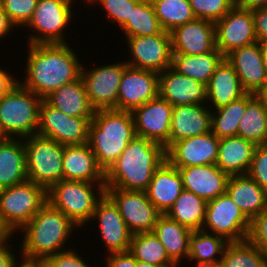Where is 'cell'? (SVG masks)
I'll return each instance as SVG.
<instances>
[{
    "label": "cell",
    "instance_id": "f546056e",
    "mask_svg": "<svg viewBox=\"0 0 267 267\" xmlns=\"http://www.w3.org/2000/svg\"><path fill=\"white\" fill-rule=\"evenodd\" d=\"M26 155L21 138L0 139V189L27 181Z\"/></svg>",
    "mask_w": 267,
    "mask_h": 267
},
{
    "label": "cell",
    "instance_id": "ac0fdd59",
    "mask_svg": "<svg viewBox=\"0 0 267 267\" xmlns=\"http://www.w3.org/2000/svg\"><path fill=\"white\" fill-rule=\"evenodd\" d=\"M220 139L211 131L172 143L166 160L176 168L216 164Z\"/></svg>",
    "mask_w": 267,
    "mask_h": 267
},
{
    "label": "cell",
    "instance_id": "8fae6325",
    "mask_svg": "<svg viewBox=\"0 0 267 267\" xmlns=\"http://www.w3.org/2000/svg\"><path fill=\"white\" fill-rule=\"evenodd\" d=\"M91 121L92 118L67 116L43 99L39 108L37 135L64 146L84 145L88 142Z\"/></svg>",
    "mask_w": 267,
    "mask_h": 267
},
{
    "label": "cell",
    "instance_id": "f1b7e54d",
    "mask_svg": "<svg viewBox=\"0 0 267 267\" xmlns=\"http://www.w3.org/2000/svg\"><path fill=\"white\" fill-rule=\"evenodd\" d=\"M255 144L239 136L222 138L216 165L228 176L246 175L249 171Z\"/></svg>",
    "mask_w": 267,
    "mask_h": 267
},
{
    "label": "cell",
    "instance_id": "bcb514c9",
    "mask_svg": "<svg viewBox=\"0 0 267 267\" xmlns=\"http://www.w3.org/2000/svg\"><path fill=\"white\" fill-rule=\"evenodd\" d=\"M247 239L259 248L267 258V208L250 221Z\"/></svg>",
    "mask_w": 267,
    "mask_h": 267
},
{
    "label": "cell",
    "instance_id": "7a4b0ae2",
    "mask_svg": "<svg viewBox=\"0 0 267 267\" xmlns=\"http://www.w3.org/2000/svg\"><path fill=\"white\" fill-rule=\"evenodd\" d=\"M75 228L77 230L79 227L47 201L18 231L24 233L21 246L18 247L19 253L21 252L20 257L26 260L44 261L49 256L66 250Z\"/></svg>",
    "mask_w": 267,
    "mask_h": 267
},
{
    "label": "cell",
    "instance_id": "1f68e13d",
    "mask_svg": "<svg viewBox=\"0 0 267 267\" xmlns=\"http://www.w3.org/2000/svg\"><path fill=\"white\" fill-rule=\"evenodd\" d=\"M152 232L166 249L169 258L179 267L183 259L188 261L189 239L192 230L161 214Z\"/></svg>",
    "mask_w": 267,
    "mask_h": 267
},
{
    "label": "cell",
    "instance_id": "d4e9b609",
    "mask_svg": "<svg viewBox=\"0 0 267 267\" xmlns=\"http://www.w3.org/2000/svg\"><path fill=\"white\" fill-rule=\"evenodd\" d=\"M183 190L182 178L178 168L165 159L153 173L145 191L156 209L161 214H166Z\"/></svg>",
    "mask_w": 267,
    "mask_h": 267
},
{
    "label": "cell",
    "instance_id": "11a10c76",
    "mask_svg": "<svg viewBox=\"0 0 267 267\" xmlns=\"http://www.w3.org/2000/svg\"><path fill=\"white\" fill-rule=\"evenodd\" d=\"M12 267H45V265L43 261L26 260L22 258L18 260Z\"/></svg>",
    "mask_w": 267,
    "mask_h": 267
},
{
    "label": "cell",
    "instance_id": "d6986e66",
    "mask_svg": "<svg viewBox=\"0 0 267 267\" xmlns=\"http://www.w3.org/2000/svg\"><path fill=\"white\" fill-rule=\"evenodd\" d=\"M99 223V233L108 254L127 252L132 233L128 230L117 206L106 195L98 201L91 221Z\"/></svg>",
    "mask_w": 267,
    "mask_h": 267
},
{
    "label": "cell",
    "instance_id": "6f0895ef",
    "mask_svg": "<svg viewBox=\"0 0 267 267\" xmlns=\"http://www.w3.org/2000/svg\"><path fill=\"white\" fill-rule=\"evenodd\" d=\"M136 267H159V266H156V265H153L147 262H143L140 260H136Z\"/></svg>",
    "mask_w": 267,
    "mask_h": 267
},
{
    "label": "cell",
    "instance_id": "83f0119b",
    "mask_svg": "<svg viewBox=\"0 0 267 267\" xmlns=\"http://www.w3.org/2000/svg\"><path fill=\"white\" fill-rule=\"evenodd\" d=\"M226 193L250 221L267 208V191L247 174L229 176Z\"/></svg>",
    "mask_w": 267,
    "mask_h": 267
},
{
    "label": "cell",
    "instance_id": "f35d334b",
    "mask_svg": "<svg viewBox=\"0 0 267 267\" xmlns=\"http://www.w3.org/2000/svg\"><path fill=\"white\" fill-rule=\"evenodd\" d=\"M125 38L161 34L162 29L150 0H141L133 9L128 21L120 28Z\"/></svg>",
    "mask_w": 267,
    "mask_h": 267
},
{
    "label": "cell",
    "instance_id": "d590c367",
    "mask_svg": "<svg viewBox=\"0 0 267 267\" xmlns=\"http://www.w3.org/2000/svg\"><path fill=\"white\" fill-rule=\"evenodd\" d=\"M229 242L218 235L203 230L193 231L189 239V262L217 267Z\"/></svg>",
    "mask_w": 267,
    "mask_h": 267
},
{
    "label": "cell",
    "instance_id": "484cf974",
    "mask_svg": "<svg viewBox=\"0 0 267 267\" xmlns=\"http://www.w3.org/2000/svg\"><path fill=\"white\" fill-rule=\"evenodd\" d=\"M62 167L63 180L105 182V172L88 144L64 146Z\"/></svg>",
    "mask_w": 267,
    "mask_h": 267
},
{
    "label": "cell",
    "instance_id": "e0dca14e",
    "mask_svg": "<svg viewBox=\"0 0 267 267\" xmlns=\"http://www.w3.org/2000/svg\"><path fill=\"white\" fill-rule=\"evenodd\" d=\"M159 96V73L126 66L118 90L117 110L133 111Z\"/></svg>",
    "mask_w": 267,
    "mask_h": 267
},
{
    "label": "cell",
    "instance_id": "d6a6232c",
    "mask_svg": "<svg viewBox=\"0 0 267 267\" xmlns=\"http://www.w3.org/2000/svg\"><path fill=\"white\" fill-rule=\"evenodd\" d=\"M225 57L215 48L200 55L172 54V65L182 75L208 85L211 76Z\"/></svg>",
    "mask_w": 267,
    "mask_h": 267
},
{
    "label": "cell",
    "instance_id": "f907efd6",
    "mask_svg": "<svg viewBox=\"0 0 267 267\" xmlns=\"http://www.w3.org/2000/svg\"><path fill=\"white\" fill-rule=\"evenodd\" d=\"M104 256L106 265L104 267H136V259L129 252L110 253Z\"/></svg>",
    "mask_w": 267,
    "mask_h": 267
},
{
    "label": "cell",
    "instance_id": "6da1fadb",
    "mask_svg": "<svg viewBox=\"0 0 267 267\" xmlns=\"http://www.w3.org/2000/svg\"><path fill=\"white\" fill-rule=\"evenodd\" d=\"M26 71L19 83L42 99L81 77L83 62L69 43L28 44Z\"/></svg>",
    "mask_w": 267,
    "mask_h": 267
},
{
    "label": "cell",
    "instance_id": "ffe728a7",
    "mask_svg": "<svg viewBox=\"0 0 267 267\" xmlns=\"http://www.w3.org/2000/svg\"><path fill=\"white\" fill-rule=\"evenodd\" d=\"M172 54L200 55L216 48L215 23L195 18L170 32Z\"/></svg>",
    "mask_w": 267,
    "mask_h": 267
},
{
    "label": "cell",
    "instance_id": "30bf717a",
    "mask_svg": "<svg viewBox=\"0 0 267 267\" xmlns=\"http://www.w3.org/2000/svg\"><path fill=\"white\" fill-rule=\"evenodd\" d=\"M202 230L228 242H240L248 238L250 220L225 193L207 202Z\"/></svg>",
    "mask_w": 267,
    "mask_h": 267
},
{
    "label": "cell",
    "instance_id": "816d5d0a",
    "mask_svg": "<svg viewBox=\"0 0 267 267\" xmlns=\"http://www.w3.org/2000/svg\"><path fill=\"white\" fill-rule=\"evenodd\" d=\"M2 67L3 66L0 67V96L6 95L19 83L17 76L14 78V74L6 71L5 68Z\"/></svg>",
    "mask_w": 267,
    "mask_h": 267
},
{
    "label": "cell",
    "instance_id": "94428289",
    "mask_svg": "<svg viewBox=\"0 0 267 267\" xmlns=\"http://www.w3.org/2000/svg\"><path fill=\"white\" fill-rule=\"evenodd\" d=\"M260 267H267V260Z\"/></svg>",
    "mask_w": 267,
    "mask_h": 267
},
{
    "label": "cell",
    "instance_id": "7402d4cb",
    "mask_svg": "<svg viewBox=\"0 0 267 267\" xmlns=\"http://www.w3.org/2000/svg\"><path fill=\"white\" fill-rule=\"evenodd\" d=\"M159 96L172 106L206 104L207 88L169 67L159 73Z\"/></svg>",
    "mask_w": 267,
    "mask_h": 267
},
{
    "label": "cell",
    "instance_id": "5bb4252c",
    "mask_svg": "<svg viewBox=\"0 0 267 267\" xmlns=\"http://www.w3.org/2000/svg\"><path fill=\"white\" fill-rule=\"evenodd\" d=\"M127 65L161 73L172 65V43L168 31L151 36L128 37ZM130 59V60H129Z\"/></svg>",
    "mask_w": 267,
    "mask_h": 267
},
{
    "label": "cell",
    "instance_id": "74e56055",
    "mask_svg": "<svg viewBox=\"0 0 267 267\" xmlns=\"http://www.w3.org/2000/svg\"><path fill=\"white\" fill-rule=\"evenodd\" d=\"M129 252L136 260L159 267H178L169 258L165 247L153 232L132 234Z\"/></svg>",
    "mask_w": 267,
    "mask_h": 267
},
{
    "label": "cell",
    "instance_id": "60d3db41",
    "mask_svg": "<svg viewBox=\"0 0 267 267\" xmlns=\"http://www.w3.org/2000/svg\"><path fill=\"white\" fill-rule=\"evenodd\" d=\"M266 260L264 253L247 239L229 242L217 267H260Z\"/></svg>",
    "mask_w": 267,
    "mask_h": 267
},
{
    "label": "cell",
    "instance_id": "ee69618b",
    "mask_svg": "<svg viewBox=\"0 0 267 267\" xmlns=\"http://www.w3.org/2000/svg\"><path fill=\"white\" fill-rule=\"evenodd\" d=\"M38 0H0V5L9 20L18 27H24L32 18Z\"/></svg>",
    "mask_w": 267,
    "mask_h": 267
},
{
    "label": "cell",
    "instance_id": "91938a15",
    "mask_svg": "<svg viewBox=\"0 0 267 267\" xmlns=\"http://www.w3.org/2000/svg\"><path fill=\"white\" fill-rule=\"evenodd\" d=\"M194 266H196V267H213L209 264L198 263V262H196V264H194Z\"/></svg>",
    "mask_w": 267,
    "mask_h": 267
},
{
    "label": "cell",
    "instance_id": "b9f144b4",
    "mask_svg": "<svg viewBox=\"0 0 267 267\" xmlns=\"http://www.w3.org/2000/svg\"><path fill=\"white\" fill-rule=\"evenodd\" d=\"M141 0H85L84 4H100L106 11V18L121 28L130 18L132 9Z\"/></svg>",
    "mask_w": 267,
    "mask_h": 267
},
{
    "label": "cell",
    "instance_id": "f6af8a7d",
    "mask_svg": "<svg viewBox=\"0 0 267 267\" xmlns=\"http://www.w3.org/2000/svg\"><path fill=\"white\" fill-rule=\"evenodd\" d=\"M247 175L267 191V144L255 146Z\"/></svg>",
    "mask_w": 267,
    "mask_h": 267
},
{
    "label": "cell",
    "instance_id": "2e32d148",
    "mask_svg": "<svg viewBox=\"0 0 267 267\" xmlns=\"http://www.w3.org/2000/svg\"><path fill=\"white\" fill-rule=\"evenodd\" d=\"M172 109L173 106L160 96L135 108L132 116L136 135L159 143L166 150L169 147Z\"/></svg>",
    "mask_w": 267,
    "mask_h": 267
},
{
    "label": "cell",
    "instance_id": "f5cc1de1",
    "mask_svg": "<svg viewBox=\"0 0 267 267\" xmlns=\"http://www.w3.org/2000/svg\"><path fill=\"white\" fill-rule=\"evenodd\" d=\"M14 28L16 26L9 20L6 12L0 5V39L4 40L5 37L10 35V32L12 34V31L15 30Z\"/></svg>",
    "mask_w": 267,
    "mask_h": 267
},
{
    "label": "cell",
    "instance_id": "3957f363",
    "mask_svg": "<svg viewBox=\"0 0 267 267\" xmlns=\"http://www.w3.org/2000/svg\"><path fill=\"white\" fill-rule=\"evenodd\" d=\"M165 159L161 144L136 136L105 171V187L145 191Z\"/></svg>",
    "mask_w": 267,
    "mask_h": 267
},
{
    "label": "cell",
    "instance_id": "836d02e7",
    "mask_svg": "<svg viewBox=\"0 0 267 267\" xmlns=\"http://www.w3.org/2000/svg\"><path fill=\"white\" fill-rule=\"evenodd\" d=\"M239 121L237 136L255 145L267 144V106L259 95H255L247 103Z\"/></svg>",
    "mask_w": 267,
    "mask_h": 267
},
{
    "label": "cell",
    "instance_id": "9f6ffc18",
    "mask_svg": "<svg viewBox=\"0 0 267 267\" xmlns=\"http://www.w3.org/2000/svg\"><path fill=\"white\" fill-rule=\"evenodd\" d=\"M260 48H261V52H262L264 67H265L266 73H267V42L260 43Z\"/></svg>",
    "mask_w": 267,
    "mask_h": 267
},
{
    "label": "cell",
    "instance_id": "e575fe53",
    "mask_svg": "<svg viewBox=\"0 0 267 267\" xmlns=\"http://www.w3.org/2000/svg\"><path fill=\"white\" fill-rule=\"evenodd\" d=\"M207 202L193 192L183 190L166 215L192 231L202 230Z\"/></svg>",
    "mask_w": 267,
    "mask_h": 267
},
{
    "label": "cell",
    "instance_id": "c3c4849f",
    "mask_svg": "<svg viewBox=\"0 0 267 267\" xmlns=\"http://www.w3.org/2000/svg\"><path fill=\"white\" fill-rule=\"evenodd\" d=\"M12 237H15L14 234L0 235V267H12L21 258L20 256L16 257L17 254L12 252Z\"/></svg>",
    "mask_w": 267,
    "mask_h": 267
},
{
    "label": "cell",
    "instance_id": "52a82bcc",
    "mask_svg": "<svg viewBox=\"0 0 267 267\" xmlns=\"http://www.w3.org/2000/svg\"><path fill=\"white\" fill-rule=\"evenodd\" d=\"M47 202V191L32 181L0 189V232L17 234Z\"/></svg>",
    "mask_w": 267,
    "mask_h": 267
},
{
    "label": "cell",
    "instance_id": "44dd1931",
    "mask_svg": "<svg viewBox=\"0 0 267 267\" xmlns=\"http://www.w3.org/2000/svg\"><path fill=\"white\" fill-rule=\"evenodd\" d=\"M237 73L243 89L258 95L267 84L260 43L234 49L225 56Z\"/></svg>",
    "mask_w": 267,
    "mask_h": 267
},
{
    "label": "cell",
    "instance_id": "4316f807",
    "mask_svg": "<svg viewBox=\"0 0 267 267\" xmlns=\"http://www.w3.org/2000/svg\"><path fill=\"white\" fill-rule=\"evenodd\" d=\"M207 88V106L213 110L244 96L240 79L232 65L224 58L210 78Z\"/></svg>",
    "mask_w": 267,
    "mask_h": 267
},
{
    "label": "cell",
    "instance_id": "7dc6e473",
    "mask_svg": "<svg viewBox=\"0 0 267 267\" xmlns=\"http://www.w3.org/2000/svg\"><path fill=\"white\" fill-rule=\"evenodd\" d=\"M77 253L78 251L76 252L74 248L66 249L49 256L43 263L45 267H92L87 260H84Z\"/></svg>",
    "mask_w": 267,
    "mask_h": 267
},
{
    "label": "cell",
    "instance_id": "ab89813d",
    "mask_svg": "<svg viewBox=\"0 0 267 267\" xmlns=\"http://www.w3.org/2000/svg\"><path fill=\"white\" fill-rule=\"evenodd\" d=\"M155 15L164 31L169 33L185 23L194 20L189 0H150Z\"/></svg>",
    "mask_w": 267,
    "mask_h": 267
},
{
    "label": "cell",
    "instance_id": "680465c9",
    "mask_svg": "<svg viewBox=\"0 0 267 267\" xmlns=\"http://www.w3.org/2000/svg\"><path fill=\"white\" fill-rule=\"evenodd\" d=\"M265 102V105L267 106V84L265 88L258 94Z\"/></svg>",
    "mask_w": 267,
    "mask_h": 267
},
{
    "label": "cell",
    "instance_id": "9c48e42d",
    "mask_svg": "<svg viewBox=\"0 0 267 267\" xmlns=\"http://www.w3.org/2000/svg\"><path fill=\"white\" fill-rule=\"evenodd\" d=\"M74 1L38 0L32 18L25 25L30 31L33 30L26 43L66 44L65 30L74 19Z\"/></svg>",
    "mask_w": 267,
    "mask_h": 267
},
{
    "label": "cell",
    "instance_id": "603a6c76",
    "mask_svg": "<svg viewBox=\"0 0 267 267\" xmlns=\"http://www.w3.org/2000/svg\"><path fill=\"white\" fill-rule=\"evenodd\" d=\"M184 190L193 192L206 202L226 193L229 176L216 164L178 168Z\"/></svg>",
    "mask_w": 267,
    "mask_h": 267
},
{
    "label": "cell",
    "instance_id": "7bdbcfd3",
    "mask_svg": "<svg viewBox=\"0 0 267 267\" xmlns=\"http://www.w3.org/2000/svg\"><path fill=\"white\" fill-rule=\"evenodd\" d=\"M196 18L220 20L235 5V0H189Z\"/></svg>",
    "mask_w": 267,
    "mask_h": 267
},
{
    "label": "cell",
    "instance_id": "681fc988",
    "mask_svg": "<svg viewBox=\"0 0 267 267\" xmlns=\"http://www.w3.org/2000/svg\"><path fill=\"white\" fill-rule=\"evenodd\" d=\"M257 42H267V8L252 11Z\"/></svg>",
    "mask_w": 267,
    "mask_h": 267
},
{
    "label": "cell",
    "instance_id": "5b68a950",
    "mask_svg": "<svg viewBox=\"0 0 267 267\" xmlns=\"http://www.w3.org/2000/svg\"><path fill=\"white\" fill-rule=\"evenodd\" d=\"M104 194L105 182L61 180L47 191V201L81 229L92 223L96 205Z\"/></svg>",
    "mask_w": 267,
    "mask_h": 267
},
{
    "label": "cell",
    "instance_id": "4dcf8cb0",
    "mask_svg": "<svg viewBox=\"0 0 267 267\" xmlns=\"http://www.w3.org/2000/svg\"><path fill=\"white\" fill-rule=\"evenodd\" d=\"M44 100L71 117L93 118L95 112L88 101L86 87L81 77L53 91Z\"/></svg>",
    "mask_w": 267,
    "mask_h": 267
},
{
    "label": "cell",
    "instance_id": "8992f818",
    "mask_svg": "<svg viewBox=\"0 0 267 267\" xmlns=\"http://www.w3.org/2000/svg\"><path fill=\"white\" fill-rule=\"evenodd\" d=\"M42 98L18 83L0 96V135L26 138L37 134Z\"/></svg>",
    "mask_w": 267,
    "mask_h": 267
},
{
    "label": "cell",
    "instance_id": "277c9868",
    "mask_svg": "<svg viewBox=\"0 0 267 267\" xmlns=\"http://www.w3.org/2000/svg\"><path fill=\"white\" fill-rule=\"evenodd\" d=\"M136 136L131 111L96 110L89 125L87 144L105 172Z\"/></svg>",
    "mask_w": 267,
    "mask_h": 267
},
{
    "label": "cell",
    "instance_id": "9a60e30c",
    "mask_svg": "<svg viewBox=\"0 0 267 267\" xmlns=\"http://www.w3.org/2000/svg\"><path fill=\"white\" fill-rule=\"evenodd\" d=\"M216 48L225 57L234 49L257 42L252 11L236 4L215 22Z\"/></svg>",
    "mask_w": 267,
    "mask_h": 267
},
{
    "label": "cell",
    "instance_id": "db71d44e",
    "mask_svg": "<svg viewBox=\"0 0 267 267\" xmlns=\"http://www.w3.org/2000/svg\"><path fill=\"white\" fill-rule=\"evenodd\" d=\"M235 4L250 11L267 8V0H235Z\"/></svg>",
    "mask_w": 267,
    "mask_h": 267
},
{
    "label": "cell",
    "instance_id": "4fadbf2b",
    "mask_svg": "<svg viewBox=\"0 0 267 267\" xmlns=\"http://www.w3.org/2000/svg\"><path fill=\"white\" fill-rule=\"evenodd\" d=\"M105 194L117 206L132 234L152 232L161 213L148 199L146 191L105 187Z\"/></svg>",
    "mask_w": 267,
    "mask_h": 267
},
{
    "label": "cell",
    "instance_id": "cb8c5ba5",
    "mask_svg": "<svg viewBox=\"0 0 267 267\" xmlns=\"http://www.w3.org/2000/svg\"><path fill=\"white\" fill-rule=\"evenodd\" d=\"M211 109L207 104L173 106L169 146L182 139L211 131Z\"/></svg>",
    "mask_w": 267,
    "mask_h": 267
},
{
    "label": "cell",
    "instance_id": "8d00e7d4",
    "mask_svg": "<svg viewBox=\"0 0 267 267\" xmlns=\"http://www.w3.org/2000/svg\"><path fill=\"white\" fill-rule=\"evenodd\" d=\"M255 95L246 93L228 105L211 110V132L219 139L237 136L239 120L245 112L247 103Z\"/></svg>",
    "mask_w": 267,
    "mask_h": 267
},
{
    "label": "cell",
    "instance_id": "ba28073f",
    "mask_svg": "<svg viewBox=\"0 0 267 267\" xmlns=\"http://www.w3.org/2000/svg\"><path fill=\"white\" fill-rule=\"evenodd\" d=\"M27 178L48 191L63 180L64 145L39 135L23 138Z\"/></svg>",
    "mask_w": 267,
    "mask_h": 267
},
{
    "label": "cell",
    "instance_id": "7c38bea8",
    "mask_svg": "<svg viewBox=\"0 0 267 267\" xmlns=\"http://www.w3.org/2000/svg\"><path fill=\"white\" fill-rule=\"evenodd\" d=\"M82 65L81 78L84 81L88 101L96 110H117L118 90L127 66L125 61L85 68Z\"/></svg>",
    "mask_w": 267,
    "mask_h": 267
}]
</instances>
